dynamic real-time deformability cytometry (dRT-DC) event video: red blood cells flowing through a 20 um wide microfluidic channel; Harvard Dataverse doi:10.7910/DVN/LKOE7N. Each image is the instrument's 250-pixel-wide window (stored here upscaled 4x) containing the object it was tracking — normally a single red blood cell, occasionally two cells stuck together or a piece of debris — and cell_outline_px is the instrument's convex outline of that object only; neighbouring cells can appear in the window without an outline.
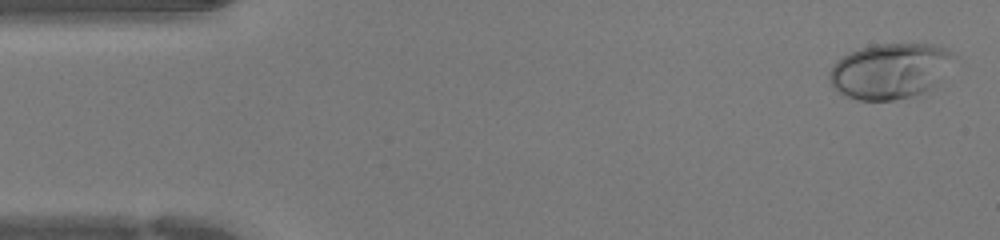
{"species": "human", "species_latin": "Homo sapiens", "temperature_condition": "warm", "stored_images_in_passage": 43, "camera_frame_rate_fps": 3000, "um_per_image_px": 0.085, "donor": {"sex": "female"}, "frame": {"image": 1, "passage_image": 1, "time_ms": 0.0, "image_size_px": [1000, 240], "cell_outline_px": [[948, 56], [928, 88], [912, 96], [892, 100], [860, 100], [844, 96], [832, 88], [828, 80], [828, 72], [844, 56], [860, 48], [872, 44], [932, 44], [944, 48], [948, 52]], "centroid_in_image_um": [75.41, 6.04], "position_along_channel_um": 9.6, "area_um2": 38.15}}
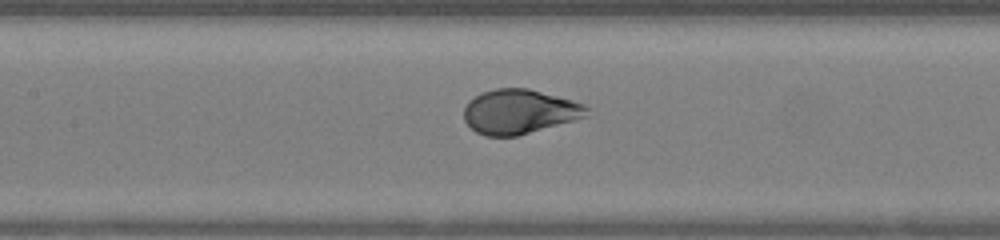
{"frame": {"image": 2, "passage_image": 19, "time_ms": 6.0, "image_size_px": [1000, 240], "cell_outline_px": [[588, 116], [576, 120], [516, 136], [484, 136], [476, 132], [464, 120], [464, 108], [468, 100], [484, 92], [496, 88], [528, 88], [584, 104], [588, 108]], "centroid_in_image_um": [44.14, 9.5], "position_along_channel_um": 163.3, "area_um2": 31.67}}
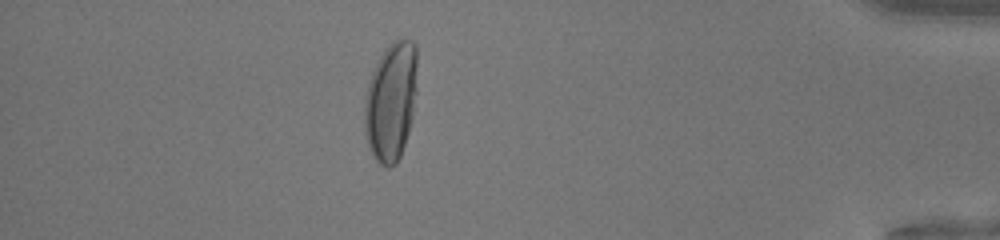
{"frame": {"image": 3, "passage_image": 38, "time_ms": 12.333, "image_size_px": [1000, 240], "cell_outline_px": [[416, 92], [412, 116], [408, 132], [400, 156], [396, 164], [388, 168], [380, 164], [376, 160], [368, 148], [364, 132], [364, 96], [368, 80], [380, 56], [388, 44], [392, 40], [400, 36], [412, 40], [416, 44]], "centroid_in_image_um": [33.21, 8.59], "position_along_channel_um": 402.0, "area_um2": 37.11}}